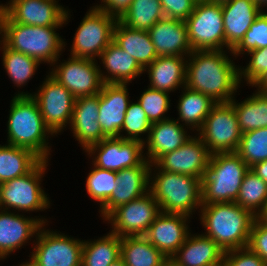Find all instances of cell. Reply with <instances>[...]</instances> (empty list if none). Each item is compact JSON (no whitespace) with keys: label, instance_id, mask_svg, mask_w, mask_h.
<instances>
[{"label":"cell","instance_id":"1","mask_svg":"<svg viewBox=\"0 0 267 266\" xmlns=\"http://www.w3.org/2000/svg\"><path fill=\"white\" fill-rule=\"evenodd\" d=\"M187 58V88L216 103H228L234 98L240 88L239 67L225 50H193Z\"/></svg>","mask_w":267,"mask_h":266},{"label":"cell","instance_id":"2","mask_svg":"<svg viewBox=\"0 0 267 266\" xmlns=\"http://www.w3.org/2000/svg\"><path fill=\"white\" fill-rule=\"evenodd\" d=\"M205 236L212 238L225 252L248 245L255 216L235 202L212 203L200 207Z\"/></svg>","mask_w":267,"mask_h":266},{"label":"cell","instance_id":"3","mask_svg":"<svg viewBox=\"0 0 267 266\" xmlns=\"http://www.w3.org/2000/svg\"><path fill=\"white\" fill-rule=\"evenodd\" d=\"M7 123V144L30 149L42 160H49L48 134L37 102L31 96H14Z\"/></svg>","mask_w":267,"mask_h":266},{"label":"cell","instance_id":"4","mask_svg":"<svg viewBox=\"0 0 267 266\" xmlns=\"http://www.w3.org/2000/svg\"><path fill=\"white\" fill-rule=\"evenodd\" d=\"M57 28L15 23L4 12L1 13V42L12 50L51 66L58 61L66 45L60 34L56 33Z\"/></svg>","mask_w":267,"mask_h":266},{"label":"cell","instance_id":"5","mask_svg":"<svg viewBox=\"0 0 267 266\" xmlns=\"http://www.w3.org/2000/svg\"><path fill=\"white\" fill-rule=\"evenodd\" d=\"M150 167L149 191L161 212L191 216L202 206V179ZM158 170V171H156ZM152 176V177H151Z\"/></svg>","mask_w":267,"mask_h":266},{"label":"cell","instance_id":"6","mask_svg":"<svg viewBox=\"0 0 267 266\" xmlns=\"http://www.w3.org/2000/svg\"><path fill=\"white\" fill-rule=\"evenodd\" d=\"M249 168L236 152L211 154L202 178V205L235 202Z\"/></svg>","mask_w":267,"mask_h":266},{"label":"cell","instance_id":"7","mask_svg":"<svg viewBox=\"0 0 267 266\" xmlns=\"http://www.w3.org/2000/svg\"><path fill=\"white\" fill-rule=\"evenodd\" d=\"M47 163L41 160L29 173L1 183L0 209L37 212L49 208V197L40 186Z\"/></svg>","mask_w":267,"mask_h":266},{"label":"cell","instance_id":"8","mask_svg":"<svg viewBox=\"0 0 267 266\" xmlns=\"http://www.w3.org/2000/svg\"><path fill=\"white\" fill-rule=\"evenodd\" d=\"M185 23L192 50H224L225 32L221 4L196 2Z\"/></svg>","mask_w":267,"mask_h":266},{"label":"cell","instance_id":"9","mask_svg":"<svg viewBox=\"0 0 267 266\" xmlns=\"http://www.w3.org/2000/svg\"><path fill=\"white\" fill-rule=\"evenodd\" d=\"M198 132L211 154L237 152L242 131L234 106L230 102L216 103Z\"/></svg>","mask_w":267,"mask_h":266},{"label":"cell","instance_id":"10","mask_svg":"<svg viewBox=\"0 0 267 266\" xmlns=\"http://www.w3.org/2000/svg\"><path fill=\"white\" fill-rule=\"evenodd\" d=\"M118 19L95 6L91 7L80 23L71 47L70 56L96 59L113 41V31Z\"/></svg>","mask_w":267,"mask_h":266},{"label":"cell","instance_id":"11","mask_svg":"<svg viewBox=\"0 0 267 266\" xmlns=\"http://www.w3.org/2000/svg\"><path fill=\"white\" fill-rule=\"evenodd\" d=\"M16 96H31L39 106L45 125L55 135L71 123L76 98L50 74L37 93L22 91Z\"/></svg>","mask_w":267,"mask_h":266},{"label":"cell","instance_id":"12","mask_svg":"<svg viewBox=\"0 0 267 266\" xmlns=\"http://www.w3.org/2000/svg\"><path fill=\"white\" fill-rule=\"evenodd\" d=\"M40 227L31 254V266H81L83 240Z\"/></svg>","mask_w":267,"mask_h":266},{"label":"cell","instance_id":"13","mask_svg":"<svg viewBox=\"0 0 267 266\" xmlns=\"http://www.w3.org/2000/svg\"><path fill=\"white\" fill-rule=\"evenodd\" d=\"M160 207L149 191L143 196L115 208L104 220L119 237L144 236L160 213Z\"/></svg>","mask_w":267,"mask_h":266},{"label":"cell","instance_id":"14","mask_svg":"<svg viewBox=\"0 0 267 266\" xmlns=\"http://www.w3.org/2000/svg\"><path fill=\"white\" fill-rule=\"evenodd\" d=\"M97 60L70 57L57 64L50 75L77 97L93 96L100 93L104 84Z\"/></svg>","mask_w":267,"mask_h":266},{"label":"cell","instance_id":"15","mask_svg":"<svg viewBox=\"0 0 267 266\" xmlns=\"http://www.w3.org/2000/svg\"><path fill=\"white\" fill-rule=\"evenodd\" d=\"M143 149L141 141L111 137L91 145L85 152L90 157L92 154L95 156L92 161L94 166L118 172L141 165L146 160Z\"/></svg>","mask_w":267,"mask_h":266},{"label":"cell","instance_id":"16","mask_svg":"<svg viewBox=\"0 0 267 266\" xmlns=\"http://www.w3.org/2000/svg\"><path fill=\"white\" fill-rule=\"evenodd\" d=\"M211 153L202 139L191 136L178 149L162 155L154 164L159 170L194 176L202 179L208 168Z\"/></svg>","mask_w":267,"mask_h":266},{"label":"cell","instance_id":"17","mask_svg":"<svg viewBox=\"0 0 267 266\" xmlns=\"http://www.w3.org/2000/svg\"><path fill=\"white\" fill-rule=\"evenodd\" d=\"M4 13L15 23L41 27H62L70 18L56 0H19Z\"/></svg>","mask_w":267,"mask_h":266},{"label":"cell","instance_id":"18","mask_svg":"<svg viewBox=\"0 0 267 266\" xmlns=\"http://www.w3.org/2000/svg\"><path fill=\"white\" fill-rule=\"evenodd\" d=\"M190 216L160 212L144 237L170 259L189 235Z\"/></svg>","mask_w":267,"mask_h":266},{"label":"cell","instance_id":"19","mask_svg":"<svg viewBox=\"0 0 267 266\" xmlns=\"http://www.w3.org/2000/svg\"><path fill=\"white\" fill-rule=\"evenodd\" d=\"M151 163L145 160L141 165L122 169L117 173V187L111 197L100 208L105 219L115 208L137 199L149 192Z\"/></svg>","mask_w":267,"mask_h":266},{"label":"cell","instance_id":"20","mask_svg":"<svg viewBox=\"0 0 267 266\" xmlns=\"http://www.w3.org/2000/svg\"><path fill=\"white\" fill-rule=\"evenodd\" d=\"M128 84L104 83L99 93V118L107 138L119 137L130 104Z\"/></svg>","mask_w":267,"mask_h":266},{"label":"cell","instance_id":"21","mask_svg":"<svg viewBox=\"0 0 267 266\" xmlns=\"http://www.w3.org/2000/svg\"><path fill=\"white\" fill-rule=\"evenodd\" d=\"M99 94L77 97L74 104L70 129L86 151L91 145L107 138L103 134L99 118Z\"/></svg>","mask_w":267,"mask_h":266},{"label":"cell","instance_id":"22","mask_svg":"<svg viewBox=\"0 0 267 266\" xmlns=\"http://www.w3.org/2000/svg\"><path fill=\"white\" fill-rule=\"evenodd\" d=\"M1 210V209H0ZM46 219L29 218L8 210L0 211V260L20 249L36 236L40 227L46 224Z\"/></svg>","mask_w":267,"mask_h":266},{"label":"cell","instance_id":"23","mask_svg":"<svg viewBox=\"0 0 267 266\" xmlns=\"http://www.w3.org/2000/svg\"><path fill=\"white\" fill-rule=\"evenodd\" d=\"M158 56H185L192 53L185 21L163 18L148 31Z\"/></svg>","mask_w":267,"mask_h":266},{"label":"cell","instance_id":"24","mask_svg":"<svg viewBox=\"0 0 267 266\" xmlns=\"http://www.w3.org/2000/svg\"><path fill=\"white\" fill-rule=\"evenodd\" d=\"M224 254L225 251L212 238L190 232L170 260L177 266H221Z\"/></svg>","mask_w":267,"mask_h":266},{"label":"cell","instance_id":"25","mask_svg":"<svg viewBox=\"0 0 267 266\" xmlns=\"http://www.w3.org/2000/svg\"><path fill=\"white\" fill-rule=\"evenodd\" d=\"M222 6L225 47L231 51L245 36L262 10L254 0H231Z\"/></svg>","mask_w":267,"mask_h":266},{"label":"cell","instance_id":"26","mask_svg":"<svg viewBox=\"0 0 267 266\" xmlns=\"http://www.w3.org/2000/svg\"><path fill=\"white\" fill-rule=\"evenodd\" d=\"M146 138L144 142V148L148 150L146 160L154 164L162 155L181 147L191 135L187 134L180 121L169 118L153 123Z\"/></svg>","mask_w":267,"mask_h":266},{"label":"cell","instance_id":"27","mask_svg":"<svg viewBox=\"0 0 267 266\" xmlns=\"http://www.w3.org/2000/svg\"><path fill=\"white\" fill-rule=\"evenodd\" d=\"M184 58L183 56H158L144 69L149 75V87L168 93L182 86L184 88L187 72V58Z\"/></svg>","mask_w":267,"mask_h":266},{"label":"cell","instance_id":"28","mask_svg":"<svg viewBox=\"0 0 267 266\" xmlns=\"http://www.w3.org/2000/svg\"><path fill=\"white\" fill-rule=\"evenodd\" d=\"M103 68L108 72L105 75L100 69V75L104 83L112 84H129L137 76H140L144 69L138 62L131 57L126 51L118 47L113 41L106 47V49L99 56Z\"/></svg>","mask_w":267,"mask_h":266},{"label":"cell","instance_id":"29","mask_svg":"<svg viewBox=\"0 0 267 266\" xmlns=\"http://www.w3.org/2000/svg\"><path fill=\"white\" fill-rule=\"evenodd\" d=\"M113 42L133 57L145 69L158 57L147 31H140L116 22Z\"/></svg>","mask_w":267,"mask_h":266},{"label":"cell","instance_id":"30","mask_svg":"<svg viewBox=\"0 0 267 266\" xmlns=\"http://www.w3.org/2000/svg\"><path fill=\"white\" fill-rule=\"evenodd\" d=\"M120 258L126 266H163L168 260L144 236L121 237Z\"/></svg>","mask_w":267,"mask_h":266},{"label":"cell","instance_id":"31","mask_svg":"<svg viewBox=\"0 0 267 266\" xmlns=\"http://www.w3.org/2000/svg\"><path fill=\"white\" fill-rule=\"evenodd\" d=\"M41 160L30 149L0 145V184L29 173Z\"/></svg>","mask_w":267,"mask_h":266},{"label":"cell","instance_id":"32","mask_svg":"<svg viewBox=\"0 0 267 266\" xmlns=\"http://www.w3.org/2000/svg\"><path fill=\"white\" fill-rule=\"evenodd\" d=\"M183 91L177 106L179 118L176 120L184 122L183 125L187 126L190 130L198 132L216 102L209 96L190 90L186 86Z\"/></svg>","mask_w":267,"mask_h":266},{"label":"cell","instance_id":"33","mask_svg":"<svg viewBox=\"0 0 267 266\" xmlns=\"http://www.w3.org/2000/svg\"><path fill=\"white\" fill-rule=\"evenodd\" d=\"M257 90L240 103L235 101V97L230 101L242 133L267 127V91Z\"/></svg>","mask_w":267,"mask_h":266},{"label":"cell","instance_id":"34","mask_svg":"<svg viewBox=\"0 0 267 266\" xmlns=\"http://www.w3.org/2000/svg\"><path fill=\"white\" fill-rule=\"evenodd\" d=\"M121 237L109 232L94 241L83 240L81 266H109L120 258Z\"/></svg>","mask_w":267,"mask_h":266},{"label":"cell","instance_id":"35","mask_svg":"<svg viewBox=\"0 0 267 266\" xmlns=\"http://www.w3.org/2000/svg\"><path fill=\"white\" fill-rule=\"evenodd\" d=\"M163 18L160 0H133L118 21L133 29L148 31Z\"/></svg>","mask_w":267,"mask_h":266},{"label":"cell","instance_id":"36","mask_svg":"<svg viewBox=\"0 0 267 266\" xmlns=\"http://www.w3.org/2000/svg\"><path fill=\"white\" fill-rule=\"evenodd\" d=\"M0 45L2 46V62L6 73L17 87L24 86L35 74L41 63L35 58L8 48L3 42L1 43V40Z\"/></svg>","mask_w":267,"mask_h":266},{"label":"cell","instance_id":"37","mask_svg":"<svg viewBox=\"0 0 267 266\" xmlns=\"http://www.w3.org/2000/svg\"><path fill=\"white\" fill-rule=\"evenodd\" d=\"M266 202L267 183L249 168L244 175L235 203L249 210L256 217L263 210Z\"/></svg>","mask_w":267,"mask_h":266},{"label":"cell","instance_id":"38","mask_svg":"<svg viewBox=\"0 0 267 266\" xmlns=\"http://www.w3.org/2000/svg\"><path fill=\"white\" fill-rule=\"evenodd\" d=\"M236 153L249 167L267 160V127L242 133Z\"/></svg>","mask_w":267,"mask_h":266},{"label":"cell","instance_id":"39","mask_svg":"<svg viewBox=\"0 0 267 266\" xmlns=\"http://www.w3.org/2000/svg\"><path fill=\"white\" fill-rule=\"evenodd\" d=\"M93 167L86 179V189L89 196L100 203L101 208L117 187V173L96 166Z\"/></svg>","mask_w":267,"mask_h":266},{"label":"cell","instance_id":"40","mask_svg":"<svg viewBox=\"0 0 267 266\" xmlns=\"http://www.w3.org/2000/svg\"><path fill=\"white\" fill-rule=\"evenodd\" d=\"M267 47V12L264 10L255 19L240 42L230 51L233 56Z\"/></svg>","mask_w":267,"mask_h":266},{"label":"cell","instance_id":"41","mask_svg":"<svg viewBox=\"0 0 267 266\" xmlns=\"http://www.w3.org/2000/svg\"><path fill=\"white\" fill-rule=\"evenodd\" d=\"M151 125V122L148 120L146 113L139 102H130L126 110L125 120L119 138L138 140L144 143L145 140L144 138H141V134L148 133L149 135ZM123 131H126L125 133H127L125 136L124 134L121 135Z\"/></svg>","mask_w":267,"mask_h":266},{"label":"cell","instance_id":"42","mask_svg":"<svg viewBox=\"0 0 267 266\" xmlns=\"http://www.w3.org/2000/svg\"><path fill=\"white\" fill-rule=\"evenodd\" d=\"M169 94L150 87L141 94L138 102L151 124L169 119L165 116V113L170 109Z\"/></svg>","mask_w":267,"mask_h":266},{"label":"cell","instance_id":"43","mask_svg":"<svg viewBox=\"0 0 267 266\" xmlns=\"http://www.w3.org/2000/svg\"><path fill=\"white\" fill-rule=\"evenodd\" d=\"M249 54V64L245 68H239V81L241 84L244 78L253 87L267 73V47L252 50Z\"/></svg>","mask_w":267,"mask_h":266},{"label":"cell","instance_id":"44","mask_svg":"<svg viewBox=\"0 0 267 266\" xmlns=\"http://www.w3.org/2000/svg\"><path fill=\"white\" fill-rule=\"evenodd\" d=\"M221 266H267L265 261L248 247L226 251Z\"/></svg>","mask_w":267,"mask_h":266},{"label":"cell","instance_id":"45","mask_svg":"<svg viewBox=\"0 0 267 266\" xmlns=\"http://www.w3.org/2000/svg\"><path fill=\"white\" fill-rule=\"evenodd\" d=\"M247 247L267 264V225L257 218L253 221Z\"/></svg>","mask_w":267,"mask_h":266},{"label":"cell","instance_id":"46","mask_svg":"<svg viewBox=\"0 0 267 266\" xmlns=\"http://www.w3.org/2000/svg\"><path fill=\"white\" fill-rule=\"evenodd\" d=\"M165 18L185 21L193 12L195 0H160Z\"/></svg>","mask_w":267,"mask_h":266},{"label":"cell","instance_id":"47","mask_svg":"<svg viewBox=\"0 0 267 266\" xmlns=\"http://www.w3.org/2000/svg\"><path fill=\"white\" fill-rule=\"evenodd\" d=\"M132 1L133 0H101L102 4L96 5L95 7L119 19L130 7Z\"/></svg>","mask_w":267,"mask_h":266},{"label":"cell","instance_id":"48","mask_svg":"<svg viewBox=\"0 0 267 266\" xmlns=\"http://www.w3.org/2000/svg\"><path fill=\"white\" fill-rule=\"evenodd\" d=\"M250 169L267 183V160L255 163Z\"/></svg>","mask_w":267,"mask_h":266},{"label":"cell","instance_id":"49","mask_svg":"<svg viewBox=\"0 0 267 266\" xmlns=\"http://www.w3.org/2000/svg\"><path fill=\"white\" fill-rule=\"evenodd\" d=\"M259 90L267 91V73L254 85Z\"/></svg>","mask_w":267,"mask_h":266},{"label":"cell","instance_id":"50","mask_svg":"<svg viewBox=\"0 0 267 266\" xmlns=\"http://www.w3.org/2000/svg\"><path fill=\"white\" fill-rule=\"evenodd\" d=\"M256 218L264 223L265 225H267V202L266 204L264 205V208L263 210L256 216Z\"/></svg>","mask_w":267,"mask_h":266},{"label":"cell","instance_id":"51","mask_svg":"<svg viewBox=\"0 0 267 266\" xmlns=\"http://www.w3.org/2000/svg\"><path fill=\"white\" fill-rule=\"evenodd\" d=\"M254 2L260 7L262 11H264V7H267V0H254Z\"/></svg>","mask_w":267,"mask_h":266},{"label":"cell","instance_id":"52","mask_svg":"<svg viewBox=\"0 0 267 266\" xmlns=\"http://www.w3.org/2000/svg\"><path fill=\"white\" fill-rule=\"evenodd\" d=\"M16 1H19V0H10L7 5L1 4L0 5V12L3 13L13 2H16Z\"/></svg>","mask_w":267,"mask_h":266},{"label":"cell","instance_id":"53","mask_svg":"<svg viewBox=\"0 0 267 266\" xmlns=\"http://www.w3.org/2000/svg\"><path fill=\"white\" fill-rule=\"evenodd\" d=\"M109 266H126L121 258L117 259L115 262L111 263Z\"/></svg>","mask_w":267,"mask_h":266},{"label":"cell","instance_id":"54","mask_svg":"<svg viewBox=\"0 0 267 266\" xmlns=\"http://www.w3.org/2000/svg\"><path fill=\"white\" fill-rule=\"evenodd\" d=\"M207 1H210V2H213V3L224 4V3L229 2L231 0H207Z\"/></svg>","mask_w":267,"mask_h":266},{"label":"cell","instance_id":"55","mask_svg":"<svg viewBox=\"0 0 267 266\" xmlns=\"http://www.w3.org/2000/svg\"><path fill=\"white\" fill-rule=\"evenodd\" d=\"M163 266H177L173 261L168 259Z\"/></svg>","mask_w":267,"mask_h":266},{"label":"cell","instance_id":"56","mask_svg":"<svg viewBox=\"0 0 267 266\" xmlns=\"http://www.w3.org/2000/svg\"><path fill=\"white\" fill-rule=\"evenodd\" d=\"M0 35H1V12H0Z\"/></svg>","mask_w":267,"mask_h":266},{"label":"cell","instance_id":"57","mask_svg":"<svg viewBox=\"0 0 267 266\" xmlns=\"http://www.w3.org/2000/svg\"><path fill=\"white\" fill-rule=\"evenodd\" d=\"M19 266H27V262L20 264Z\"/></svg>","mask_w":267,"mask_h":266},{"label":"cell","instance_id":"58","mask_svg":"<svg viewBox=\"0 0 267 266\" xmlns=\"http://www.w3.org/2000/svg\"><path fill=\"white\" fill-rule=\"evenodd\" d=\"M196 2H201V1H207V0H195Z\"/></svg>","mask_w":267,"mask_h":266}]
</instances>
